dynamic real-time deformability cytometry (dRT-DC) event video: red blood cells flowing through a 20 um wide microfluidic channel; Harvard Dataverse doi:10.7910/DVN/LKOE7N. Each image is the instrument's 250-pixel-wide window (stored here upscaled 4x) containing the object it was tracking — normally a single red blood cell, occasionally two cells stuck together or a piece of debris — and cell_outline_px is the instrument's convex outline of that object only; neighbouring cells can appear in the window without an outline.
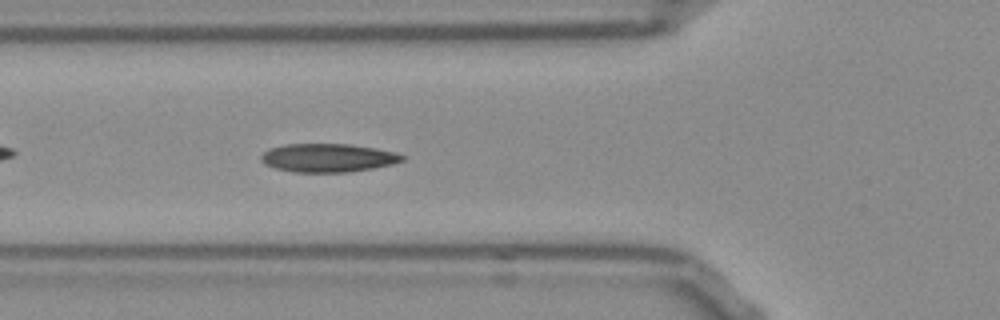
{"species": "Egyptian fruit bat (a non-hibernating species)", "species_latin": "Rousettus aegyptiacus", "temperature_condition": "room temperature", "stored_images_in_passage": 42, "camera_frame_rate_fps": 3000, "um_per_image_px": 0.085, "frame": {"image": 1, "passage_image": 7, "time_ms": 2.0, "image_size_px": [1000, 320], "cell_outline_px": [[404, 160], [392, 164], [372, 168], [348, 172], [296, 172], [276, 168], [264, 164], [260, 160], [260, 156], [264, 152], [272, 148], [288, 144], [348, 144], [372, 148], [392, 152], [404, 156]], "centroid_in_image_um": [27.84, 13.42], "position_along_channel_um": 98.0, "area_um2": 23.0}}
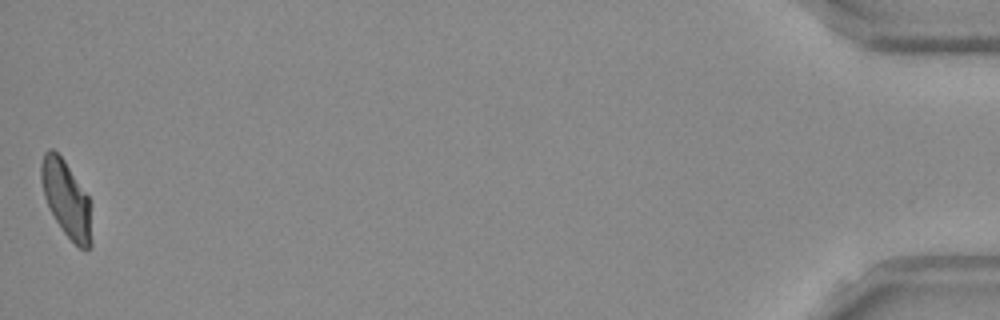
{"frame": {"image": 2, "passage_image": 41, "time_ms": 13.333, "image_size_px": [1000, 320], "cell_outline_px": [[92, 244], [88, 248], [80, 248], [64, 232], [56, 220], [44, 196], [40, 180], [40, 164], [44, 152], [48, 148], [52, 148], [64, 160], [88, 196]], "centroid_in_image_um": [5.61, 16.86], "position_along_channel_um": 429.6, "area_um2": 21.96}}